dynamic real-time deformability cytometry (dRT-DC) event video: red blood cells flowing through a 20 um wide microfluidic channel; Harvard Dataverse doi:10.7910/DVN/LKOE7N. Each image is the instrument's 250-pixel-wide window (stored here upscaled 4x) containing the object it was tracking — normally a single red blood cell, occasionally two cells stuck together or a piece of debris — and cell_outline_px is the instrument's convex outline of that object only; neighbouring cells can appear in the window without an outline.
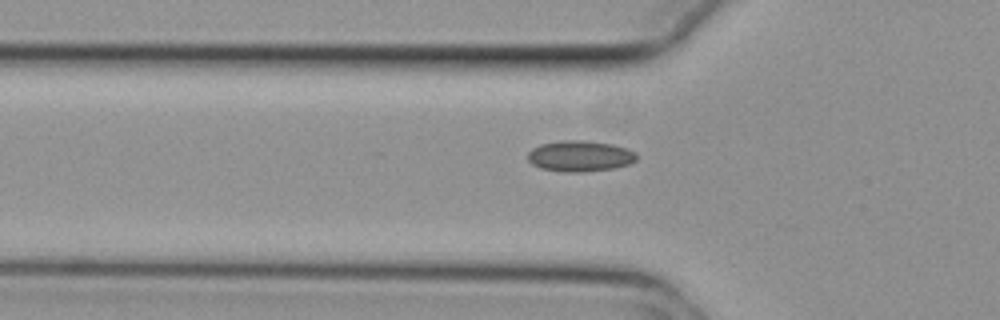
{"species": "common noctule bat (a hibernating species)", "species_latin": "Nyctalus noctula", "temperature_condition": "cold", "stored_images_in_passage": 3, "camera_frame_rate_fps": 3000, "um_per_image_px": 0.085, "animal": {"sex": "female", "body_mass_g": 29.2, "forearm_length_mm": 56.3}, "frame": {"image": 1, "passage_image": 3, "time_ms": 0.667, "image_size_px": [1000, 320], "cell_outline_px": [[636, 160], [628, 164], [616, 168], [584, 172], [560, 172], [540, 168], [532, 164], [528, 160], [528, 152], [532, 148], [540, 144], [560, 140], [584, 140], [612, 144], [628, 148], [636, 152]], "centroid_in_image_um": [49.29, 13.27], "position_along_channel_um": 76.5, "area_um2": 19.88}}